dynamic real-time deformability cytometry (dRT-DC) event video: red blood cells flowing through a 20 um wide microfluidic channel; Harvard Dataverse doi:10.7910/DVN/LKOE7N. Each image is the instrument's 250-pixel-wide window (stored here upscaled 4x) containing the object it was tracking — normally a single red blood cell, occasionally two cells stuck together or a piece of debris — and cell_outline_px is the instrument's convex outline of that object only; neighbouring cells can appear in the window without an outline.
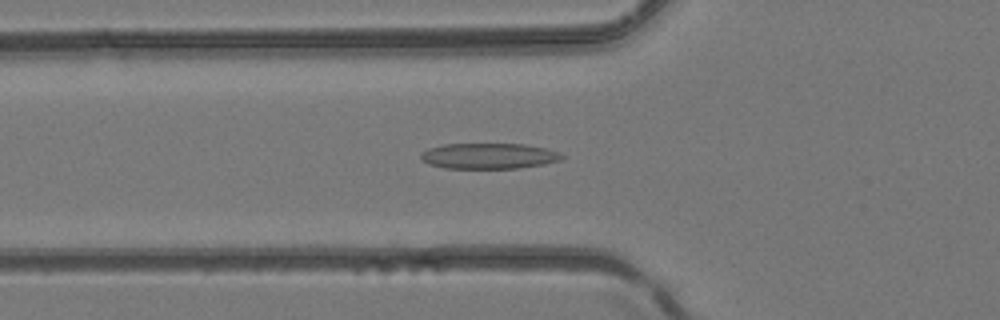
{"species": "common noctule bat (a hibernating species)", "species_latin": "Nyctalus noctula", "temperature_condition": "room temperature", "stored_images_in_passage": 43, "camera_frame_rate_fps": 3000, "um_per_image_px": 0.085, "animal": {"sex": "female", "body_mass_g": 24.6, "forearm_length_mm": 56.2}, "frame": {"image": 1, "passage_image": 16, "time_ms": 5.0, "image_size_px": [1000, 320], "cell_outline_px": [[564, 156], [560, 160], [544, 164], [516, 168], [444, 168], [428, 164], [420, 160], [420, 152], [428, 148], [444, 144], [524, 144], [544, 148], [560, 152]], "centroid_in_image_um": [41.5, 13.26], "position_along_channel_um": 84.3, "area_um2": 21.15}}
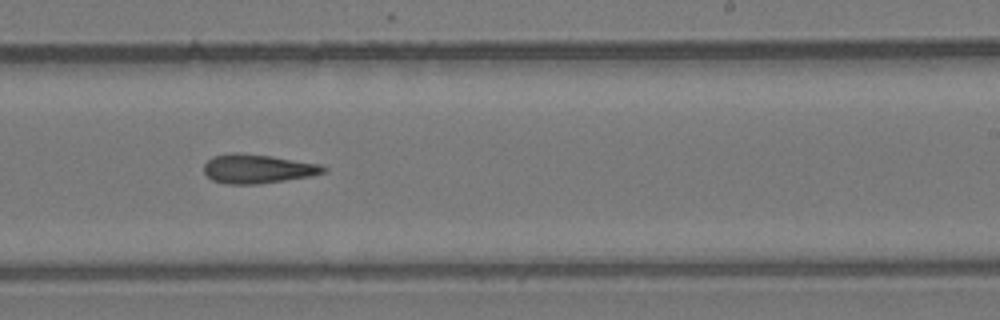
{"frame": {"image": 2, "passage_image": 27, "time_ms": 8.667, "image_size_px": [1000, 320], "cell_outline_px": [[328, 172], [312, 176], [256, 184], [224, 184], [212, 180], [204, 172], [204, 164], [212, 156], [228, 152], [236, 152], [272, 156], [320, 164], [328, 168]], "centroid_in_image_um": [21.9, 14.34], "position_along_channel_um": 267.1, "area_um2": 20.46}}
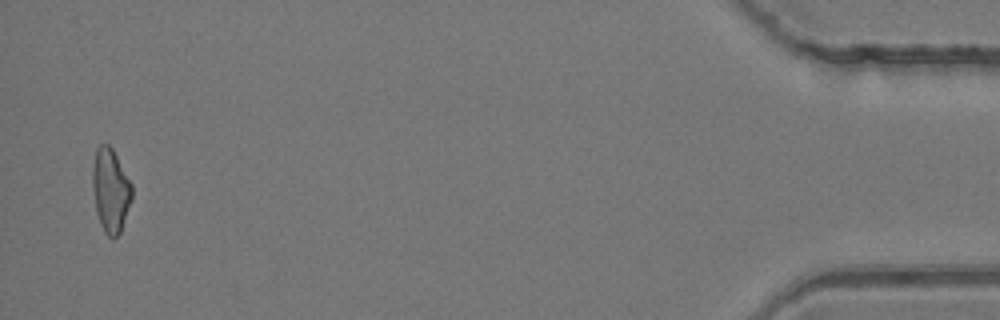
{"frame": {"image": 3, "passage_image": 42, "time_ms": 13.667, "image_size_px": [1000, 320], "cell_outline_px": [[132, 200], [120, 232], [116, 236], [108, 236], [104, 232], [100, 224], [96, 212], [92, 184], [92, 168], [96, 148], [100, 144], [108, 144], [112, 148], [132, 184]], "centroid_in_image_um": [9.39, 16.16], "position_along_channel_um": 425.8, "area_um2": 19.19}}